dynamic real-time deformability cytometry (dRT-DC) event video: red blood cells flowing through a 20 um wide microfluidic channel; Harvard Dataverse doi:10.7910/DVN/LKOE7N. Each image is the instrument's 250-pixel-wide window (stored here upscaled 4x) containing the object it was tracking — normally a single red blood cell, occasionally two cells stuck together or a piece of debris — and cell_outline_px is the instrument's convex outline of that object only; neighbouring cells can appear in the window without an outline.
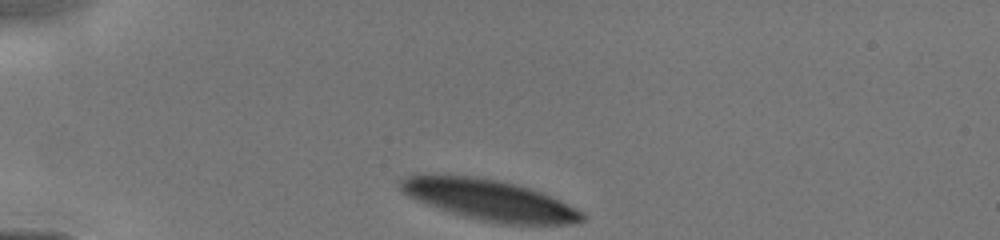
{"species": "human", "species_latin": "Homo sapiens", "temperature_condition": "cold", "stored_images_in_passage": 34, "camera_frame_rate_fps": 3000, "um_per_image_px": 0.085, "donor": {"sex": "male"}, "frame": {"image": 1, "passage_image": 1, "time_ms": 0.0, "image_size_px": [1000, 240], "cell_outline_px": [[584, 220], [580, 224], [500, 224], [464, 216], [416, 200], [408, 196], [400, 188], [400, 180], [408, 176], [424, 172], [472, 176], [496, 180], [516, 184], [552, 196], [584, 212]], "centroid_in_image_um": [41.6, 16.98], "position_along_channel_um": 43.4, "area_um2": 43.29}}
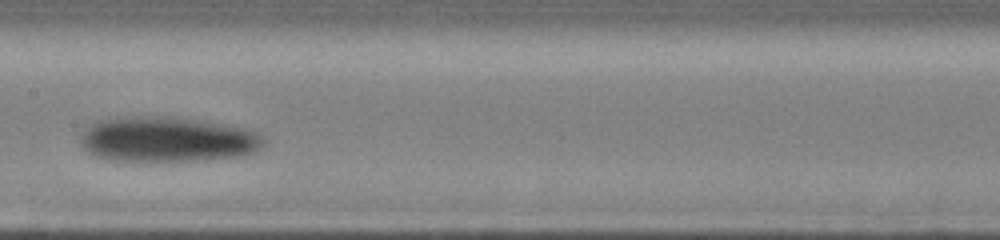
{"frame": {"image": 2, "passage_image": 21, "time_ms": 4.333, "image_size_px": [1000, 240], "cell_outline_px": [[264, 144], [256, 152], [244, 156], [208, 160], [148, 164], [144, 164], [104, 160], [92, 156], [84, 148], [80, 140], [80, 136], [92, 124], [100, 120], [172, 116], [220, 124], [240, 128], [256, 132], [264, 140]], "centroid_in_image_um": [14.2, 11.94], "position_along_channel_um": 193.2, "area_um2": 49.01}}
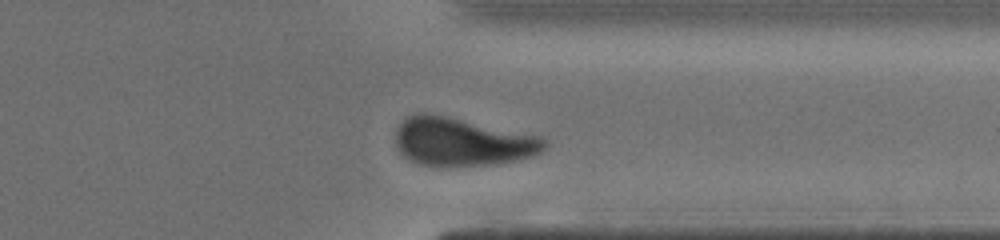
{"frame": {"image": 3, "passage_image": 32, "time_ms": 8.333, "image_size_px": [1000, 240], "cell_outline_px": [[548, 148], [536, 156], [520, 160], [492, 164], [448, 168], [444, 168], [416, 164], [408, 160], [400, 152], [396, 144], [396, 128], [408, 116], [420, 112], [428, 112], [536, 136], [548, 140]], "centroid_in_image_um": [39.26, 12.1], "position_along_channel_um": 372.1, "area_um2": 42.43}}